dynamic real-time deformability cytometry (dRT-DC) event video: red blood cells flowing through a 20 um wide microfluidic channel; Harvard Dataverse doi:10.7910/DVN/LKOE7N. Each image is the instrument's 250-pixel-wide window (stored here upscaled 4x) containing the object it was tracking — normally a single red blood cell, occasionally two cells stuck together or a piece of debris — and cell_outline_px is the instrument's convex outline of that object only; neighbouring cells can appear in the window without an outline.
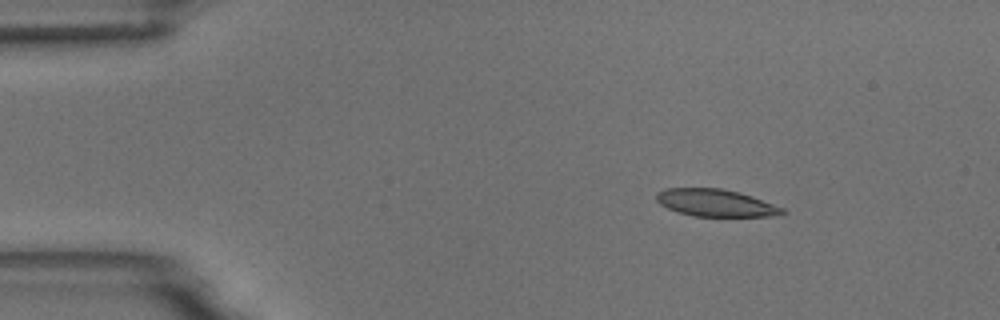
{"species": "common noctule bat (a hibernating species)", "species_latin": "Nyctalus noctula", "temperature_condition": "room temperature", "stored_images_in_passage": 4, "camera_frame_rate_fps": 3000, "um_per_image_px": 0.085, "animal": {"sex": "male", "body_mass_g": 18.8}, "frame": {"image": 1, "passage_image": 1, "time_ms": 0.0, "image_size_px": [1000, 320], "cell_outline_px": [[788, 212], [772, 216], [696, 216], [680, 212], [668, 208], [660, 204], [656, 200], [656, 192], [664, 188], [720, 188], [740, 192], [752, 196], [784, 208]], "centroid_in_image_um": [60.83, 17.23], "position_along_channel_um": 24.2, "area_um2": 19.94}}
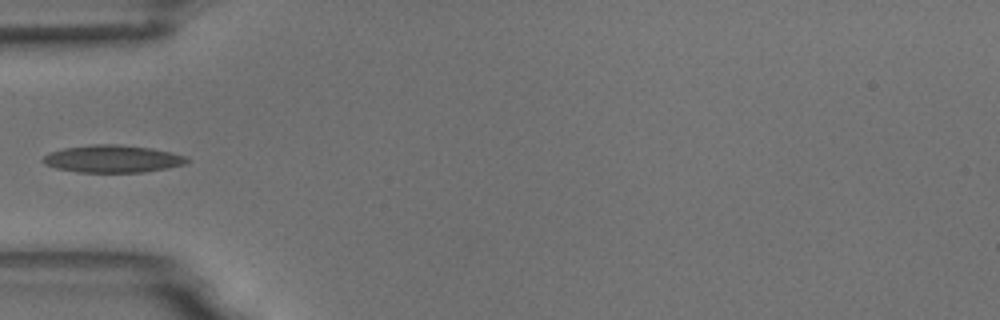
{"frame": {"image": 2, "passage_image": 4, "time_ms": 3.333, "image_size_px": [1000, 320], "cell_outline_px": [[188, 160], [184, 164], [168, 168], [144, 172], [80, 172], [56, 168], [44, 164], [40, 160], [44, 156], [52, 152], [64, 148], [92, 144], [116, 144], [152, 148], [184, 156]], "centroid_in_image_um": [9.53, 13.5], "position_along_channel_um": 75.5, "area_um2": 22.77}}